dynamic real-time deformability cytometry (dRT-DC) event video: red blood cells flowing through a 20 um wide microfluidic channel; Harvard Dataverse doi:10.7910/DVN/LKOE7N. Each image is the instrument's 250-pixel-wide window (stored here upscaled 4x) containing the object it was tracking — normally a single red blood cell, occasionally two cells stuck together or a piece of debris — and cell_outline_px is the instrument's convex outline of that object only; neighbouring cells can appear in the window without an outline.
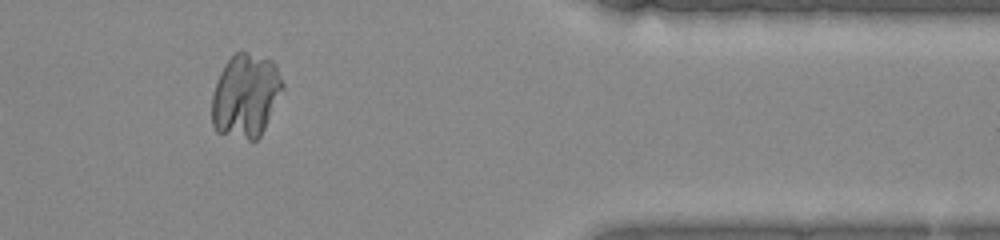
{"species": "common noctule bat (a hibernating species)", "species_latin": "Nyctalus noctula", "temperature_condition": "warm", "stored_images_in_passage": 48, "camera_frame_rate_fps": 3000, "um_per_image_px": 0.085, "animal": {"sex": "female", "body_mass_g": 22.0, "forearm_length_mm": 56.7}, "frame": {"image": 1, "passage_image": 40, "time_ms": 13.0, "image_size_px": [1000, 240], "cell_outline_px": [[284, 88], [260, 136], [256, 140], [248, 140], [216, 132], [212, 124], [212, 96], [220, 72], [224, 64], [236, 52], [248, 52], [272, 60], [276, 64], [284, 84]], "centroid_in_image_um": [20.88, 8.13], "position_along_channel_um": 390.5, "area_um2": 34.51}}